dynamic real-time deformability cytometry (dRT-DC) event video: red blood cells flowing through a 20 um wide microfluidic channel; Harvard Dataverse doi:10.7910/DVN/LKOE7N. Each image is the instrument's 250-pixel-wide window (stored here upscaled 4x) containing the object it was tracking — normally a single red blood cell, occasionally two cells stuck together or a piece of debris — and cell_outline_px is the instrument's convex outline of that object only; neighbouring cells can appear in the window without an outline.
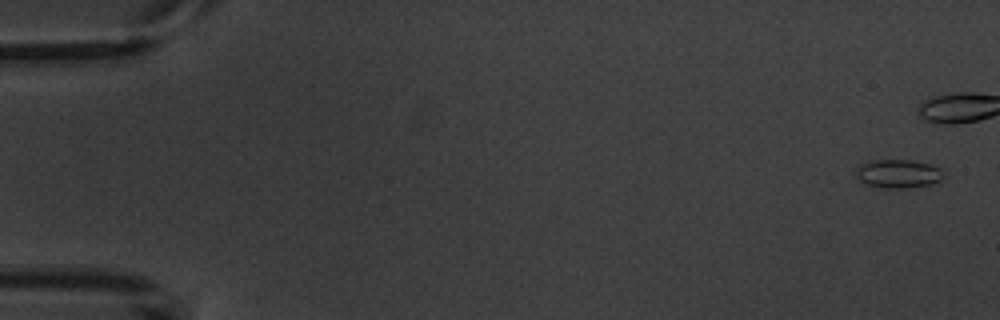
{"species": "common noctule bat (a hibernating species)", "species_latin": "Nyctalus noctula", "temperature_condition": "warm", "stored_images_in_passage": 6, "camera_frame_rate_fps": 3000, "um_per_image_px": 0.085, "animal": {"sex": "male", "body_mass_g": 20.1, "forearm_length_mm": 53.5}, "frame": {"image": 1, "passage_image": 1, "time_ms": 0.0, "image_size_px": [1000, 320], "cell_outline_px": [[940, 180], [932, 184], [904, 188], [884, 188], [868, 184], [860, 180], [856, 176], [856, 168], [860, 164], [868, 160], [912, 160], [928, 164], [940, 168]], "centroid_in_image_um": [76.28, 14.75], "position_along_channel_um": 8.7, "area_um2": 14.33}}